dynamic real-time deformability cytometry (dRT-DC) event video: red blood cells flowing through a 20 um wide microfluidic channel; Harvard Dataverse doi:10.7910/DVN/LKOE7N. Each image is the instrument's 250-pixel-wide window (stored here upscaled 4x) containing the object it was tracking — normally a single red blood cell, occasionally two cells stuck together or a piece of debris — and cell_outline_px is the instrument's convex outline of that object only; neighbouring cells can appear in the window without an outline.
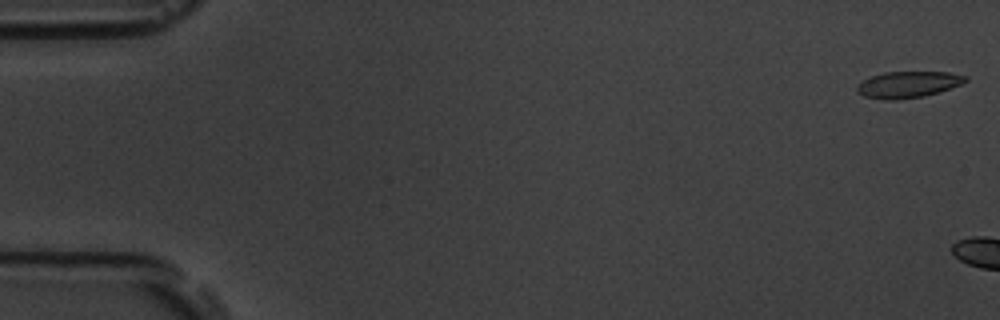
{"species": "common noctule bat (a hibernating species)", "species_latin": "Nyctalus noctula", "temperature_condition": "room temperature", "stored_images_in_passage": 5, "camera_frame_rate_fps": 3000, "um_per_image_px": 0.085, "animal": {"sex": "male", "body_mass_g": 19.5, "forearm_length_mm": 54.6}, "frame": {"image": 1, "passage_image": 1, "time_ms": 0.0, "image_size_px": [1000, 320], "cell_outline_px": [[968, 80], [960, 84], [940, 92], [924, 96], [896, 100], [884, 100], [864, 96], [856, 92], [856, 84], [872, 76], [884, 72], [948, 72], [968, 76]], "centroid_in_image_um": [77.17, 7.19], "position_along_channel_um": 7.8, "area_um2": 16.76}}